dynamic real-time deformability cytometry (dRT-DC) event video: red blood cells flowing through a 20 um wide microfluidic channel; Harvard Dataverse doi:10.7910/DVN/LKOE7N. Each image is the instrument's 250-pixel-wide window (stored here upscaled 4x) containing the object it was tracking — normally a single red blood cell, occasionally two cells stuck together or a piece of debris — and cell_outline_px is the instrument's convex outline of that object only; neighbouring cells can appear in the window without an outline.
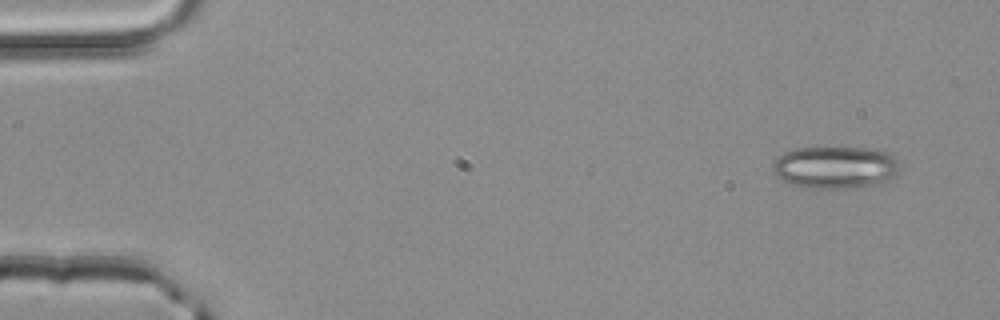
{"species": "common noctule bat (a hibernating species)", "species_latin": "Nyctalus noctula", "temperature_condition": "room temperature", "stored_images_in_passage": 4, "camera_frame_rate_fps": 3000, "um_per_image_px": 0.085, "animal": {"sex": "male", "body_mass_g": 20.4}, "frame": {"image": 1, "passage_image": 1, "time_ms": 0.0, "image_size_px": [1000, 320], "cell_outline_px": [[900, 168], [888, 180], [880, 184], [836, 188], [812, 188], [792, 184], [780, 180], [772, 172], [772, 164], [784, 152], [796, 148], [864, 148], [888, 152], [896, 160]], "centroid_in_image_um": [70.95, 14.22], "position_along_channel_um": 14.0, "area_um2": 30.98}}